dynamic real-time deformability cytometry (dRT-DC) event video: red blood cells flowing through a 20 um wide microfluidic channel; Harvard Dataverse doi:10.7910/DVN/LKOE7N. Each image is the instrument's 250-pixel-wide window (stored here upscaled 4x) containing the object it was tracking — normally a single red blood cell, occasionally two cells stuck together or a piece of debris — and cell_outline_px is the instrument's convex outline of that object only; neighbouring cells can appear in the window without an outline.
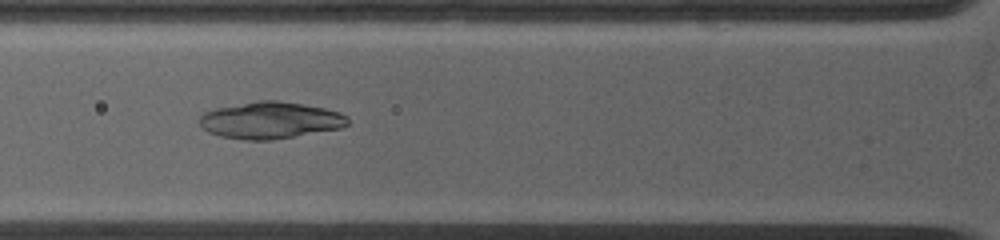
{"species": "common noctule bat (a hibernating species)", "species_latin": "Nyctalus noctula", "temperature_condition": "warm", "stored_images_in_passage": 54, "camera_frame_rate_fps": 4500, "um_per_image_px": 0.085, "animal": {"sex": "female", "body_mass_g": 19.0, "forearm_length_mm": 53.3}, "frame": {"image": 1, "passage_image": 17, "time_ms": 3.556, "image_size_px": [1000, 240], "cell_outline_px": [[348, 124], [340, 128], [272, 140], [244, 140], [220, 136], [208, 132], [196, 120], [204, 112], [216, 108], [256, 100], [276, 100], [304, 104], [324, 108], [340, 112], [348, 116]], "centroid_in_image_um": [22.95, 10.22], "position_along_channel_um": 102.9, "area_um2": 31.91}}
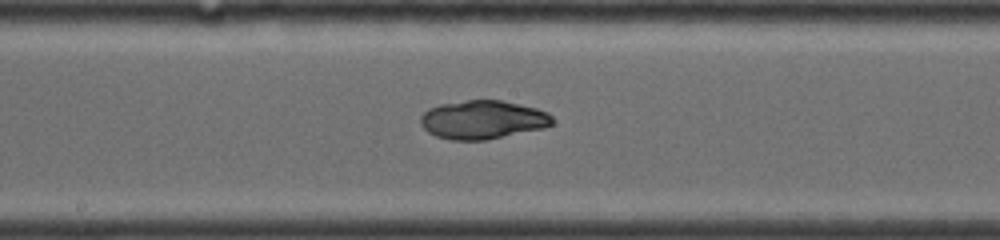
{"frame": {"image": 2, "passage_image": 29, "time_ms": 6.222, "image_size_px": [1000, 240], "cell_outline_px": [[552, 124], [544, 128], [484, 140], [452, 140], [436, 136], [428, 132], [420, 124], [420, 116], [428, 108], [440, 104], [468, 100], [500, 100], [536, 108], [548, 112], [552, 116]], "centroid_in_image_um": [41.01, 10.17], "position_along_channel_um": 207.2, "area_um2": 29.54}}
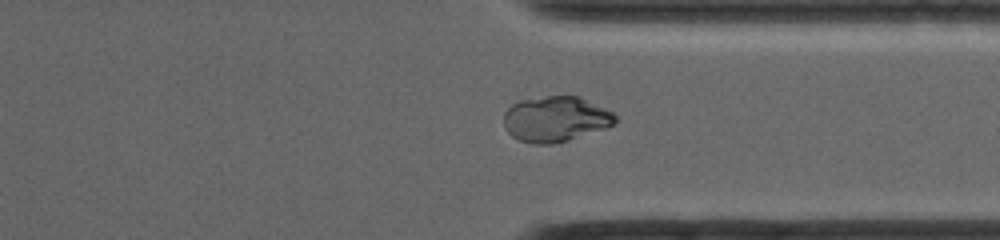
{"frame": {"image": 3, "passage_image": 47, "time_ms": 10.222, "image_size_px": [1000, 240], "cell_outline_px": [[616, 120], [612, 124], [604, 128], [568, 140], [552, 144], [532, 144], [520, 140], [512, 136], [504, 128], [504, 112], [512, 104], [520, 100], [548, 96], [580, 96], [612, 112], [616, 116]], "centroid_in_image_um": [47.18, 10.11], "position_along_channel_um": 364.2, "area_um2": 29.3}}